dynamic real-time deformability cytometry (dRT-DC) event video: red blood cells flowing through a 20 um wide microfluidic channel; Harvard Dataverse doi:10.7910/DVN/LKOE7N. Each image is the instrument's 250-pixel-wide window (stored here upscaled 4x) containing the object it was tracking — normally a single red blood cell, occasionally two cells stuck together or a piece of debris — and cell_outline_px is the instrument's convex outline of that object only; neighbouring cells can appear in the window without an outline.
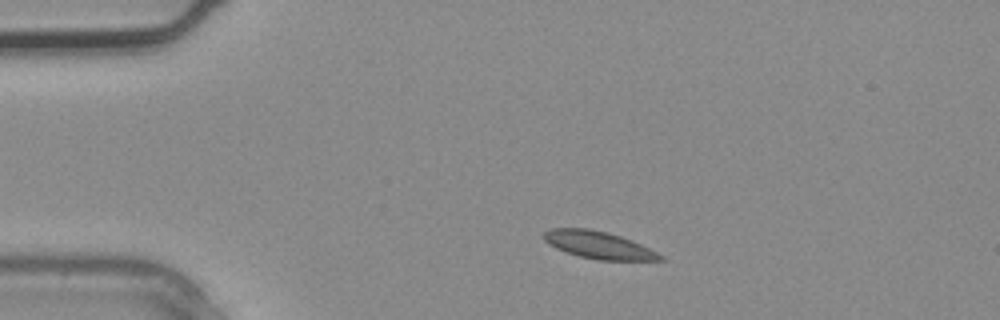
{"species": "common noctule bat (a hibernating species)", "species_latin": "Nyctalus noctula", "temperature_condition": "warm", "stored_images_in_passage": 2, "camera_frame_rate_fps": 3000, "um_per_image_px": 0.085, "animal": {"sex": "male", "body_mass_g": 20.4}, "frame": {"image": 1, "passage_image": 1, "time_ms": 0.0, "image_size_px": [1000, 320], "cell_outline_px": [[664, 260], [596, 260], [580, 256], [556, 248], [548, 244], [544, 240], [544, 232], [552, 228], [588, 228], [608, 232], [632, 240], [664, 256]], "centroid_in_image_um": [50.87, 20.82], "position_along_channel_um": 34.1, "area_um2": 18.38}}
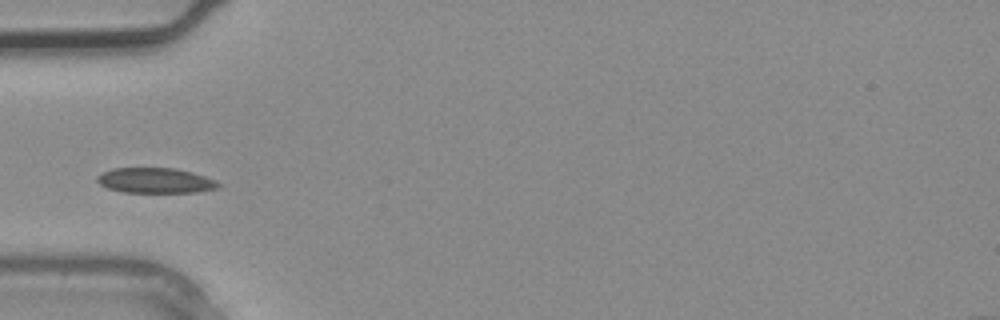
{"frame": {"image": 2, "passage_image": 2, "time_ms": 0.333, "image_size_px": [1000, 320], "cell_outline_px": [[220, 188], [196, 192], [124, 192], [108, 188], [100, 184], [96, 180], [96, 176], [112, 168], [172, 168], [192, 172], [216, 180], [220, 184]], "centroid_in_image_um": [13.22, 15.34], "position_along_channel_um": 71.8, "area_um2": 17.74}}